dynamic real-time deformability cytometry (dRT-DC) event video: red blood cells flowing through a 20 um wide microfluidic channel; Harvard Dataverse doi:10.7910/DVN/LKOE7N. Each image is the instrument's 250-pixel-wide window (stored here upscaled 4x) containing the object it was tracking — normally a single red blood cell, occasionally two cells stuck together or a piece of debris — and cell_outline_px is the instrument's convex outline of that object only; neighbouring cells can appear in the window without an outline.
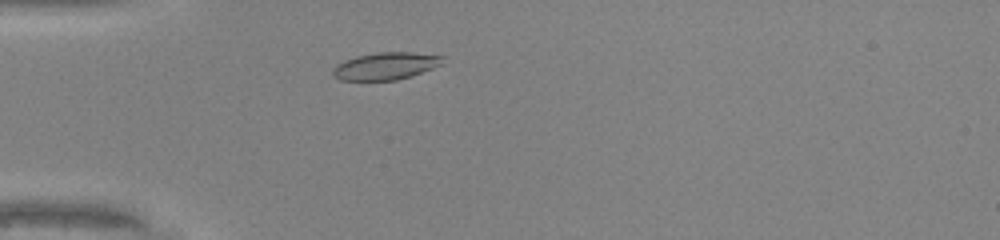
{"species": "common noctule bat (a hibernating species)", "species_latin": "Nyctalus noctula", "temperature_condition": "warm", "stored_images_in_passage": 40, "camera_frame_rate_fps": 3000, "um_per_image_px": 0.085, "animal": {"sex": "male", "body_mass_g": 20.0, "forearm_length_mm": 53.3}, "frame": {"image": 1, "passage_image": 6, "time_ms": 1.667, "image_size_px": [1000, 240], "cell_outline_px": [[444, 56], [440, 64], [432, 68], [412, 76], [396, 80], [340, 80], [332, 76], [332, 68], [336, 64], [344, 60], [356, 56], [380, 52], [412, 52]], "centroid_in_image_um": [32.72, 5.61], "position_along_channel_um": 52.3, "area_um2": 17.46}}
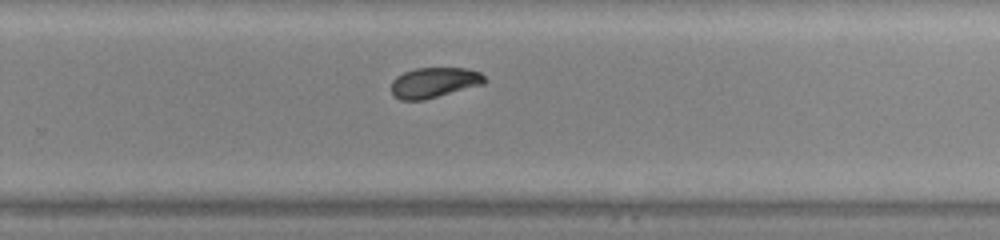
{"frame": {"image": 2, "passage_image": 24, "time_ms": 7.667, "image_size_px": [1000, 240], "cell_outline_px": [[488, 80], [484, 84], [424, 100], [400, 100], [392, 96], [392, 80], [396, 76], [404, 72], [416, 68], [468, 68], [480, 72]], "centroid_in_image_um": [36.91, 7.02], "position_along_channel_um": 292.9, "area_um2": 16.65}}
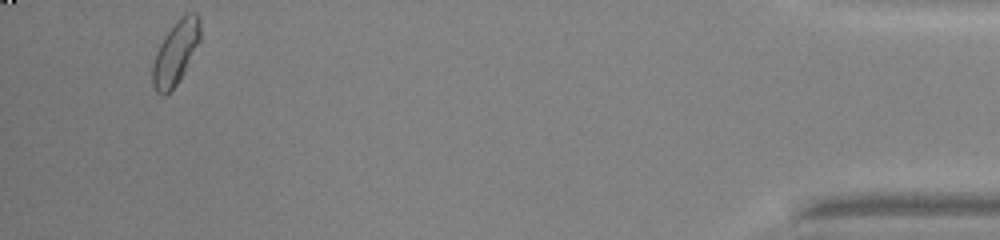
{"frame": {"image": 3, "passage_image": 38, "time_ms": 12.333, "image_size_px": [1000, 240], "cell_outline_px": [[200, 40], [180, 80], [164, 96], [160, 96], [156, 92], [152, 84], [152, 64], [156, 52], [160, 44], [168, 32], [180, 16], [188, 12], [196, 12], [200, 16]], "centroid_in_image_um": [14.93, 4.48], "position_along_channel_um": 420.3, "area_um2": 17.63}, "authors_computed_cell_mechanics": {"area_um2": 17.1088, "velocity_mm_per_s": 4.2571, "shape_relaxation_time_tau1_ms": 3.5464, "shape_relaxation_time_tau2_ms": 2.9716, "deformation_change_tau1": 0.1166, "deformation_change_tau2": 0.0534}}